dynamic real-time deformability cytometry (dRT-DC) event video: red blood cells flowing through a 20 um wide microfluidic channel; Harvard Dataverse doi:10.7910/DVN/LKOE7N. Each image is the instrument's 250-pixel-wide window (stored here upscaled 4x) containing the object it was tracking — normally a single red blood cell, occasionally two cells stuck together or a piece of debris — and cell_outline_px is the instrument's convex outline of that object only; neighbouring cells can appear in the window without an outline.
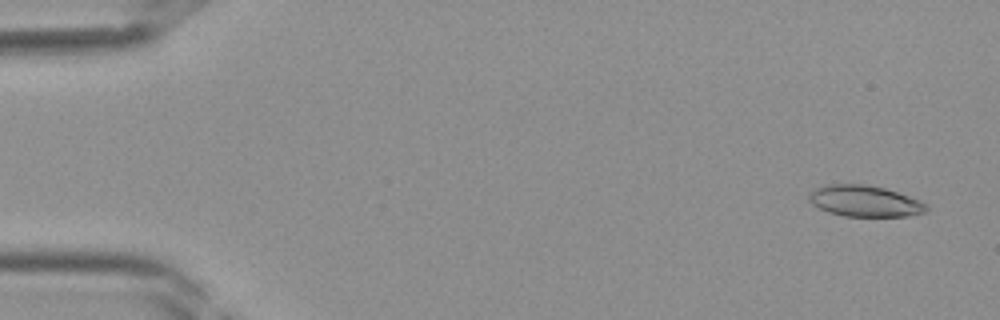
{"species": "Egyptian fruit bat (a non-hibernating species)", "species_latin": "Rousettus aegyptiacus", "temperature_condition": "room temperature", "stored_images_in_passage": 39, "camera_frame_rate_fps": 3000, "um_per_image_px": 0.085, "frame": {"image": 1, "passage_image": 2, "time_ms": 0.333, "image_size_px": [1000, 320], "cell_outline_px": [[928, 212], [908, 216], [844, 216], [828, 212], [812, 204], [808, 200], [808, 192], [824, 184], [864, 184], [884, 188], [920, 200], [928, 204]], "centroid_in_image_um": [73.5, 17.09], "position_along_channel_um": 11.5, "area_um2": 21.5}}
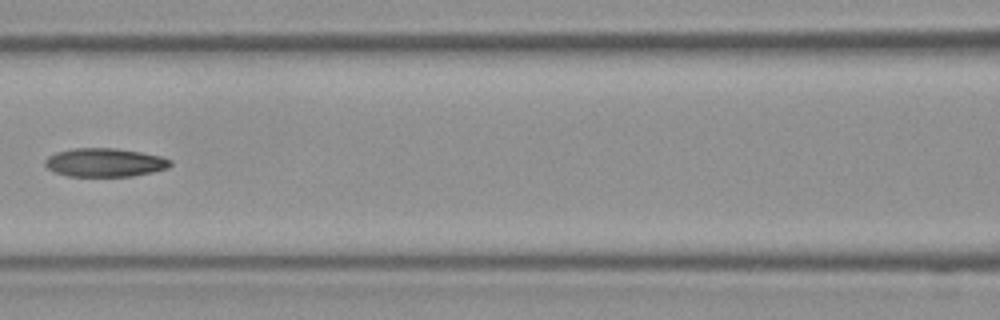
{"frame": {"image": 2, "passage_image": 18, "time_ms": 5.667, "image_size_px": [1000, 320], "cell_outline_px": [[172, 164], [168, 168], [152, 172], [132, 176], [68, 176], [56, 172], [48, 168], [44, 164], [44, 160], [48, 156], [56, 152], [72, 148], [116, 148], [140, 152], [160, 156], [172, 160]], "centroid_in_image_um": [8.9, 13.8], "position_along_channel_um": 157.7, "area_um2": 20.87}}
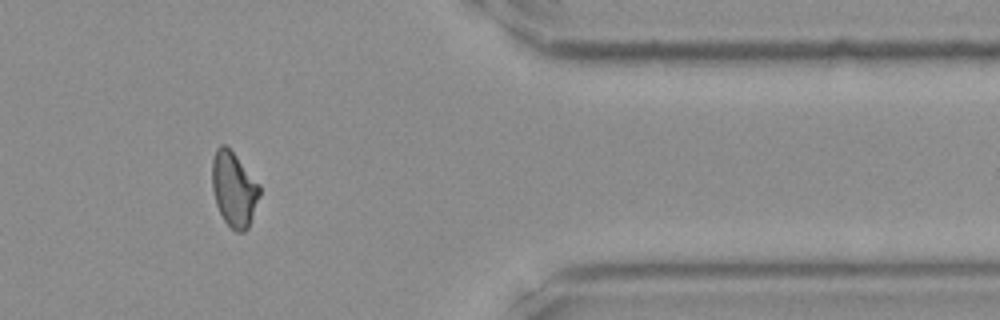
{"frame": {"image": 3, "passage_image": 33, "time_ms": 10.667, "image_size_px": [1000, 320], "cell_outline_px": [[260, 196], [248, 228], [244, 232], [236, 232], [224, 220], [216, 204], [212, 188], [212, 160], [216, 148], [220, 144], [224, 144], [236, 156], [260, 184]], "centroid_in_image_um": [19.89, 16.08], "position_along_channel_um": 391.5, "area_um2": 20.63}}